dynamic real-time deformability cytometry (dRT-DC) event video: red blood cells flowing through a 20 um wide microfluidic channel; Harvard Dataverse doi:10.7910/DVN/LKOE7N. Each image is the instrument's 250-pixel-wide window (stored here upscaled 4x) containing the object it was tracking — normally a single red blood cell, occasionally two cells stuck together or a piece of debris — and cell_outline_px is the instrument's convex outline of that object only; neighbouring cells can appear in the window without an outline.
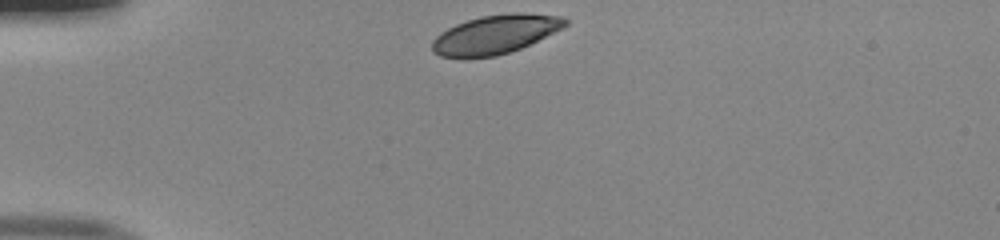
{"species": "human", "species_latin": "Homo sapiens", "temperature_condition": "room temperature", "stored_images_in_passage": 31, "camera_frame_rate_fps": 3000, "um_per_image_px": 0.085, "donor": {"sex": "male"}, "frame": {"image": 1, "passage_image": 1, "time_ms": 0.0, "image_size_px": [1000, 240], "cell_outline_px": [[568, 24], [564, 28], [520, 48], [496, 56], [440, 56], [432, 52], [432, 40], [440, 32], [456, 24], [480, 16], [512, 12], [524, 12], [564, 16], [568, 20]], "centroid_in_image_um": [42.15, 2.88], "position_along_channel_um": 42.9, "area_um2": 30.0}}
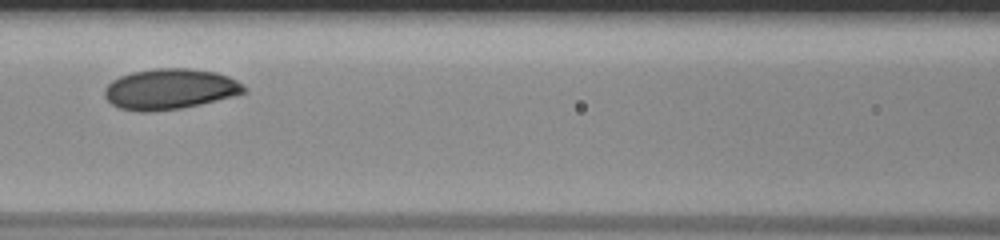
{"frame": {"image": 2, "passage_image": 12, "time_ms": 3.667, "image_size_px": [1000, 240], "cell_outline_px": [[248, 92], [236, 96], [200, 104], [180, 108], [152, 112], [140, 112], [120, 108], [112, 104], [104, 96], [104, 88], [112, 80], [120, 76], [132, 72], [156, 68], [188, 68], [216, 72], [228, 76], [244, 84], [248, 88]], "centroid_in_image_um": [14.48, 7.57], "position_along_channel_um": 152.1, "area_um2": 33.29}}
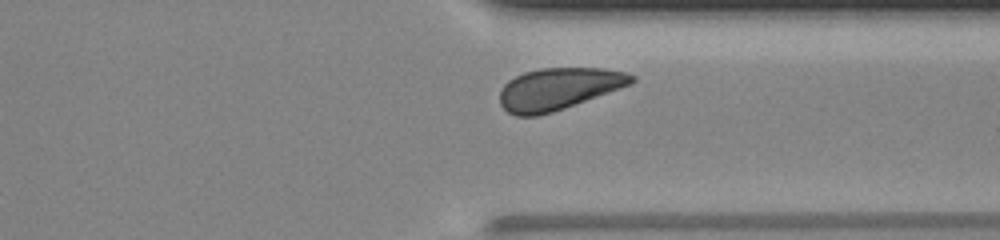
{"frame": {"image": 3, "passage_image": 28, "time_ms": 9.0, "image_size_px": [1000, 240], "cell_outline_px": [[636, 80], [632, 84], [564, 108], [552, 112], [536, 116], [516, 116], [508, 112], [500, 104], [500, 88], [508, 80], [524, 72], [540, 68], [604, 68], [628, 72], [636, 76]], "centroid_in_image_um": [47.48, 7.54], "position_along_channel_um": 363.9, "area_um2": 32.25}, "authors_computed_cell_mechanics": {"area_um2": 32.0212, "velocity_mm_per_s": 3.9656, "shape_relaxation_time_tau1_ms": 3.4241, "shape_relaxation_time_tau2_ms": null, "deformation_change_tau1": 0.1024, "deformation_change_tau2": null}}